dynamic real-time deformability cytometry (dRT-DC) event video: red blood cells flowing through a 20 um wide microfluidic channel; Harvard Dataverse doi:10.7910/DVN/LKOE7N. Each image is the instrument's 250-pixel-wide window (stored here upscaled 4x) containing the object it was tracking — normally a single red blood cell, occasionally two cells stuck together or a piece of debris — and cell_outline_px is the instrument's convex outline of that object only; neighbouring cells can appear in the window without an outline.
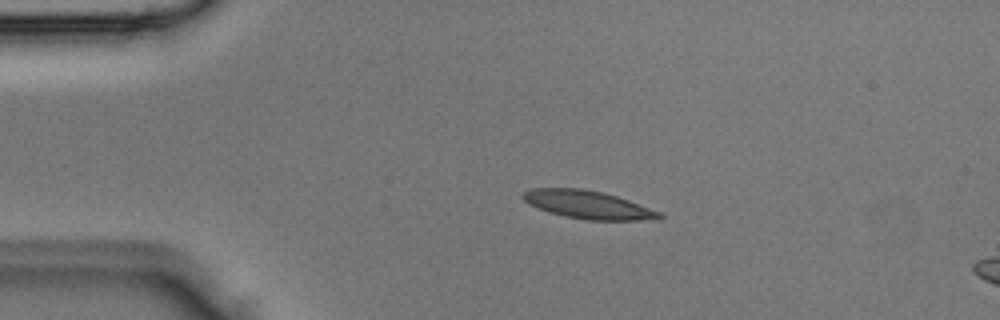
{"species": "Egyptian fruit bat (a non-hibernating species)", "species_latin": "Rousettus aegyptiacus", "temperature_condition": "room temperature", "stored_images_in_passage": 4, "camera_frame_rate_fps": 3000, "um_per_image_px": 0.085, "animal": {"sex": "male"}, "frame": {"image": 1, "passage_image": 2, "time_ms": 0.333, "image_size_px": [1000, 320], "cell_outline_px": [[664, 216], [636, 220], [588, 220], [568, 216], [552, 212], [528, 204], [520, 196], [524, 192], [532, 188], [580, 188], [600, 192], [616, 196], [628, 200], [660, 212]], "centroid_in_image_um": [49.92, 17.38], "position_along_channel_um": 35.1, "area_um2": 21.62}}